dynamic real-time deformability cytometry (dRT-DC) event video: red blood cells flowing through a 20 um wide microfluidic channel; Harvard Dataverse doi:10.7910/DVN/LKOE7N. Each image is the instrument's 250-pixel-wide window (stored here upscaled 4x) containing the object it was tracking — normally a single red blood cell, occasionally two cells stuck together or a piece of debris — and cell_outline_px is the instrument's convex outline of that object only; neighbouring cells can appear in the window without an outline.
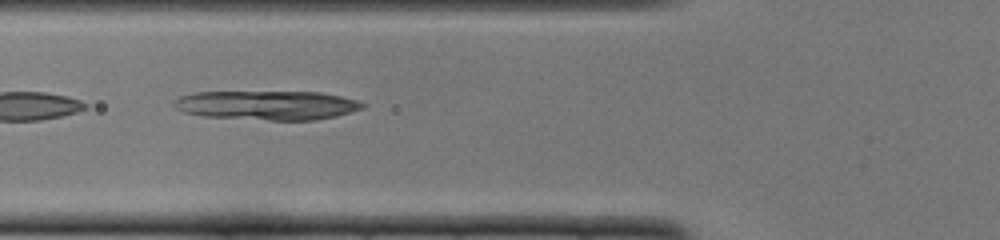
{"species": "common noctule bat (a hibernating species)", "species_latin": "Nyctalus noctula", "temperature_condition": "cold", "stored_images_in_passage": 22, "camera_frame_rate_fps": 3000, "um_per_image_px": 0.085, "animal": {"sex": "female", "body_mass_g": 22.0, "forearm_length_mm": 56.7}, "frame": {"image": 1, "passage_image": 4, "time_ms": 1.0, "image_size_px": [1000, 240], "cell_outline_px": [[364, 108], [336, 116], [316, 120], [268, 120], [204, 116], [184, 112], [176, 108], [172, 104], [172, 100], [180, 96], [196, 92], [320, 92], [340, 96], [356, 100], [364, 104]], "centroid_in_image_um": [22.68, 8.94], "position_along_channel_um": 103.1, "area_um2": 32.02}}
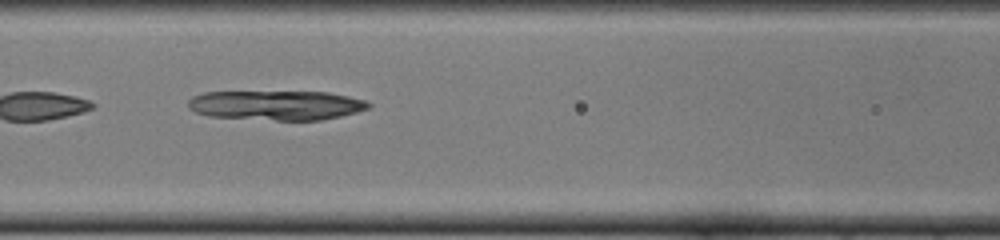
{"frame": {"image": 2, "passage_image": 7, "time_ms": 2.0, "image_size_px": [1000, 240], "cell_outline_px": [[372, 104], [368, 108], [356, 112], [340, 116], [320, 120], [276, 120], [208, 116], [196, 112], [188, 108], [188, 100], [192, 96], [204, 92], [328, 92], [348, 96], [364, 100]], "centroid_in_image_um": [23.46, 8.94], "position_along_channel_um": 143.1, "area_um2": 30.98}}